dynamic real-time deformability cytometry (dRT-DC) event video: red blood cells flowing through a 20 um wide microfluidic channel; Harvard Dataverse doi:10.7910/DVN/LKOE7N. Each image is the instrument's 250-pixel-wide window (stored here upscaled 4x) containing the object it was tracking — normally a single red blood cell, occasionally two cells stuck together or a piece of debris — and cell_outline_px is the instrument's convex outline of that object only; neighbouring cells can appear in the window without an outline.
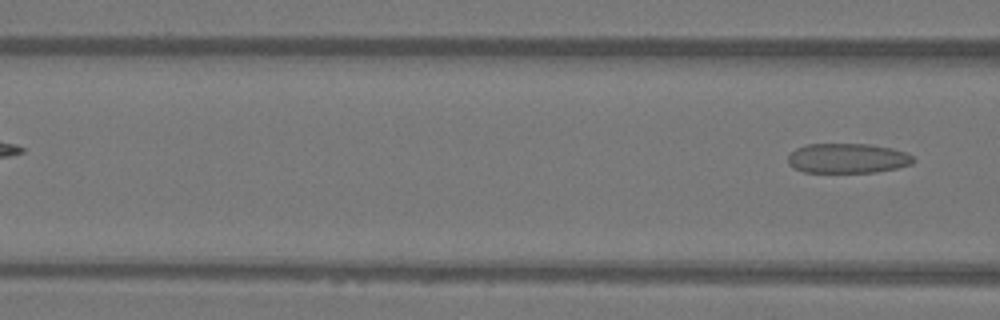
{"species": "Egyptian fruit bat (a non-hibernating species)", "species_latin": "Rousettus aegyptiacus", "temperature_condition": "warm", "stored_images_in_passage": 4, "camera_frame_rate_fps": 3000, "um_per_image_px": 0.085, "animal": {"sex": "female"}, "frame": {"image": 1, "passage_image": 4, "time_ms": 1.0, "image_size_px": [1000, 320], "cell_outline_px": [[916, 160], [912, 164], [896, 168], [876, 172], [804, 172], [788, 164], [788, 156], [796, 148], [808, 144], [868, 144], [892, 148], [904, 152], [912, 156]], "centroid_in_image_um": [72.05, 13.45], "position_along_channel_um": 94.5, "area_um2": 21.68}}